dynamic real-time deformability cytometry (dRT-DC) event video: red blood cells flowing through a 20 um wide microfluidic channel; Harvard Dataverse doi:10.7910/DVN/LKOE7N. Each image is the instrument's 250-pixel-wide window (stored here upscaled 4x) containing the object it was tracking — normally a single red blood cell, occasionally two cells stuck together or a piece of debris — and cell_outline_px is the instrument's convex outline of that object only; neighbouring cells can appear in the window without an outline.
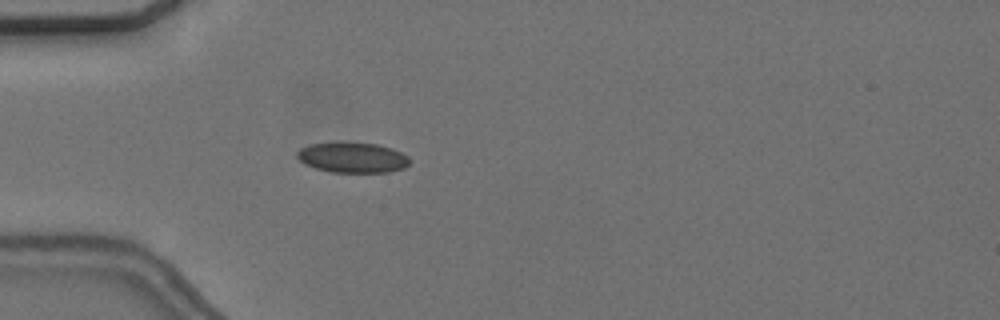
{"species": "common noctule bat (a hibernating species)", "species_latin": "Nyctalus noctula", "temperature_condition": "cold", "stored_images_in_passage": 51, "camera_frame_rate_fps": 3000, "um_per_image_px": 0.085, "animal": {"sex": "female", "body_mass_g": 24.6, "forearm_length_mm": 56.2}, "frame": {"image": 1, "passage_image": 12, "time_ms": 3.667, "image_size_px": [1000, 320], "cell_outline_px": [[412, 160], [404, 168], [388, 172], [332, 172], [316, 168], [300, 160], [296, 156], [296, 152], [300, 148], [308, 144], [336, 140], [340, 140], [376, 144], [392, 148], [408, 156]], "centroid_in_image_um": [29.95, 13.35], "position_along_channel_um": 55.1, "area_um2": 20.4}}
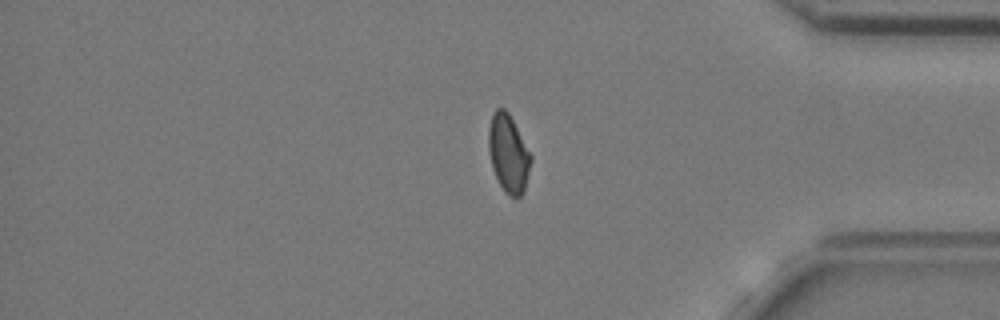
{"frame": {"image": 2, "passage_image": 42, "time_ms": 13.667, "image_size_px": [1000, 320], "cell_outline_px": [[532, 160], [524, 192], [520, 196], [508, 196], [504, 192], [492, 168], [488, 148], [488, 128], [492, 112], [496, 108], [504, 108], [508, 112], [532, 156]], "centroid_in_image_um": [43.2, 13.04], "position_along_channel_um": 392.0, "area_um2": 19.25}}
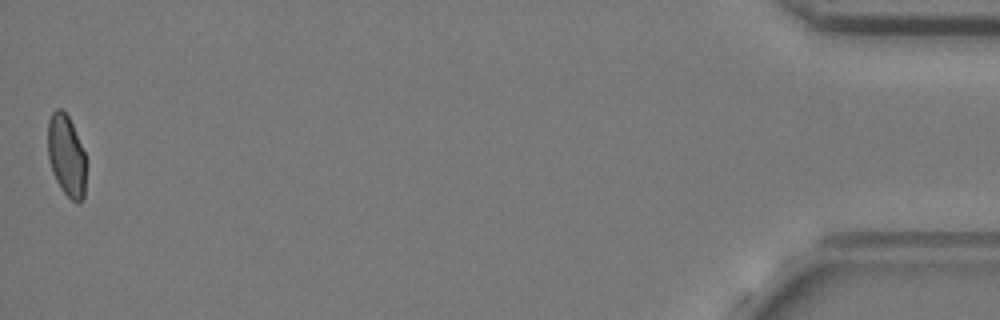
{"frame": {"image": 3, "passage_image": 51, "time_ms": 16.667, "image_size_px": [1000, 320], "cell_outline_px": [[84, 196], [80, 204], [76, 204], [60, 188], [52, 172], [48, 156], [48, 120], [52, 112], [56, 108], [60, 108], [68, 116], [72, 124], [84, 152]], "centroid_in_image_um": [5.62, 13.23], "position_along_channel_um": 429.6, "area_um2": 17.92}, "authors_computed_cell_mechanics": {"area_um2": 19.652, "velocity_mm_per_s": 3.6621, "shape_relaxation_time_tau1_ms": null, "shape_relaxation_time_tau2_ms": 0.9957, "deformation_change_tau1": null, "deformation_change_tau2": 0.0447}}